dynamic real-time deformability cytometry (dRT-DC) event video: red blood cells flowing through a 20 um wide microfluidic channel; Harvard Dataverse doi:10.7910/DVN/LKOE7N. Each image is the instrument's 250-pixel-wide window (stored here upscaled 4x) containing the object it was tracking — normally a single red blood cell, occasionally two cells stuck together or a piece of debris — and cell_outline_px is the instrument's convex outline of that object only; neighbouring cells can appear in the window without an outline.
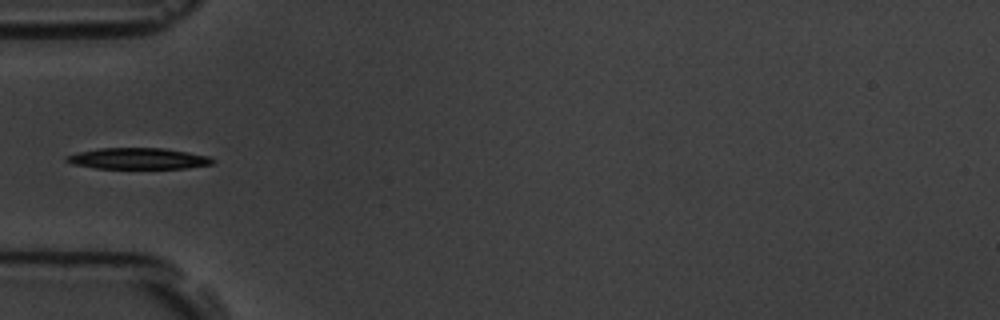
{"species": "common noctule bat (a hibernating species)", "species_latin": "Nyctalus noctula", "temperature_condition": "room temperature", "stored_images_in_passage": 4, "camera_frame_rate_fps": 3000, "um_per_image_px": 0.085, "animal": {"sex": "male", "body_mass_g": 19.5, "forearm_length_mm": 54.6}, "frame": {"image": 1, "passage_image": 4, "time_ms": 4.333, "image_size_px": [1000, 320], "cell_outline_px": [[216, 160], [212, 164], [188, 168], [96, 168], [72, 164], [64, 160], [64, 156], [80, 152], [100, 148], [164, 148], [188, 152], [208, 156]], "centroid_in_image_um": [11.74, 13.48], "position_along_channel_um": 73.3, "area_um2": 17.98}}